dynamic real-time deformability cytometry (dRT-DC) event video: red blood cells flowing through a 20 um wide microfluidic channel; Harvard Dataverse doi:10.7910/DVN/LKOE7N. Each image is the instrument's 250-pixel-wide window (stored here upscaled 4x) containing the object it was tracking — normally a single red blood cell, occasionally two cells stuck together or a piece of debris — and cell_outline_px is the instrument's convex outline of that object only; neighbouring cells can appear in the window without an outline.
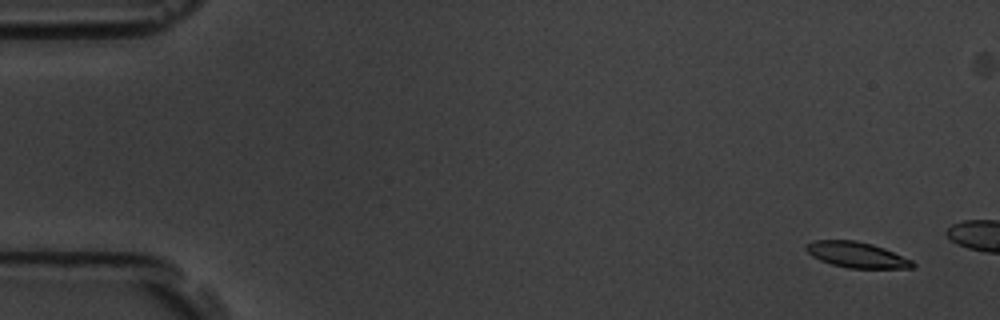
{"species": "common noctule bat (a hibernating species)", "species_latin": "Nyctalus noctula", "temperature_condition": "room temperature", "stored_images_in_passage": 4, "camera_frame_rate_fps": 3000, "um_per_image_px": 0.085, "animal": {"sex": "male", "body_mass_g": 19.5, "forearm_length_mm": 54.6}, "frame": {"image": 1, "passage_image": 1, "time_ms": 0.0, "image_size_px": [1000, 320], "cell_outline_px": [[916, 268], [848, 268], [832, 264], [820, 260], [812, 256], [804, 248], [808, 244], [816, 240], [856, 240], [872, 244], [884, 248], [912, 260], [916, 264]], "centroid_in_image_um": [72.85, 21.66], "position_along_channel_um": 12.1, "area_um2": 15.9}}